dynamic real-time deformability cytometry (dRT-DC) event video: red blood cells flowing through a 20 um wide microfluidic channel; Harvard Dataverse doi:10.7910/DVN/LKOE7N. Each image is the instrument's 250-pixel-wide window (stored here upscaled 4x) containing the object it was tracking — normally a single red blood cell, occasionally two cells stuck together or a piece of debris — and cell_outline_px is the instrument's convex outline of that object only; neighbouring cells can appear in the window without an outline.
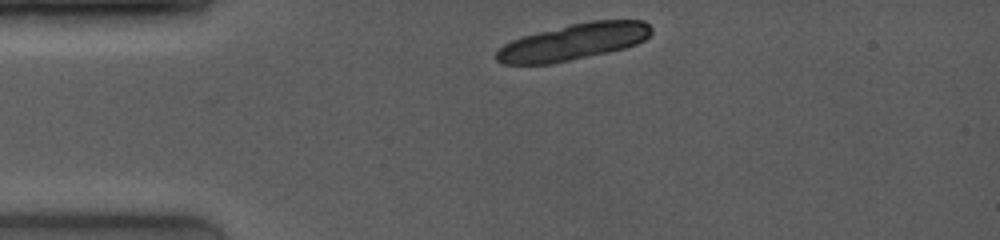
{"species": "common noctule bat (a hibernating species)", "species_latin": "Nyctalus noctula", "temperature_condition": "room temperature", "stored_images_in_passage": 2, "camera_frame_rate_fps": 4000, "um_per_image_px": 0.085, "animal": {"sex": "female", "body_mass_g": 19.0, "forearm_length_mm": 53.3}, "frame": {"image": 1, "passage_image": 1, "time_ms": 0.0, "image_size_px": [1000, 240], "cell_outline_px": [[652, 32], [644, 40], [636, 44], [624, 48], [608, 52], [552, 64], [504, 64], [496, 60], [496, 52], [504, 44], [512, 40], [524, 36], [572, 24], [592, 20], [644, 20], [652, 28]], "centroid_in_image_um": [48.77, 3.56], "position_along_channel_um": 36.2, "area_um2": 32.54}}